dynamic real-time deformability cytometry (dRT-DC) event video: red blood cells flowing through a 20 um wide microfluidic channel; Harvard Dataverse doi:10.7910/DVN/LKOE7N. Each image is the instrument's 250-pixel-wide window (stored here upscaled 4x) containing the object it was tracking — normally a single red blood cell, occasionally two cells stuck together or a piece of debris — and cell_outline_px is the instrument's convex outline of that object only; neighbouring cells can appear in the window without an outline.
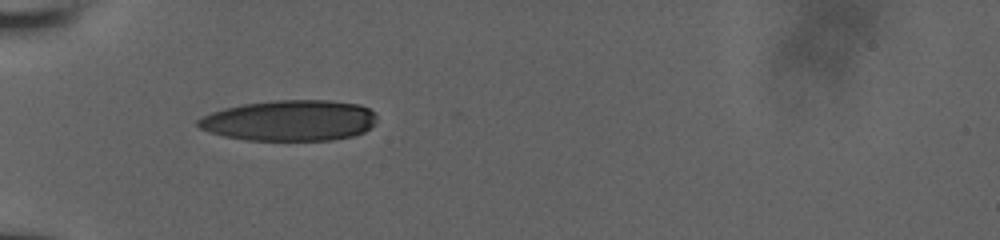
{"species": "human", "species_latin": "Homo sapiens", "temperature_condition": "room temperature", "stored_images_in_passage": 33, "camera_frame_rate_fps": 3000, "um_per_image_px": 0.085, "donor": {"sex": "male"}, "frame": {"image": 1, "passage_image": 1, "time_ms": 0.0, "image_size_px": [1000, 240], "cell_outline_px": [[376, 124], [364, 132], [352, 136], [332, 140], [244, 140], [224, 136], [208, 132], [200, 128], [196, 124], [196, 120], [212, 112], [224, 108], [244, 104], [276, 100], [328, 100], [360, 104], [376, 112]], "centroid_in_image_um": [24.65, 10.24], "position_along_channel_um": 60.3, "area_um2": 42.77}}
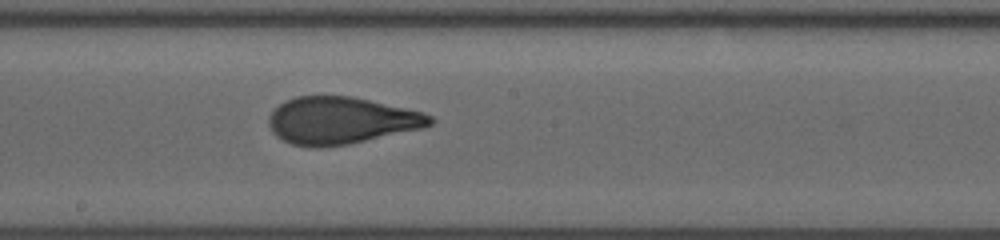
{"frame": {"image": 2, "passage_image": 14, "time_ms": 4.333, "image_size_px": [1000, 240], "cell_outline_px": [[436, 120], [432, 124], [424, 128], [348, 144], [320, 148], [308, 148], [292, 144], [280, 140], [272, 132], [268, 124], [268, 116], [284, 100], [296, 96], [352, 96], [424, 112], [432, 116]], "centroid_in_image_um": [28.97, 10.25], "position_along_channel_um": 219.2, "area_um2": 44.68}}
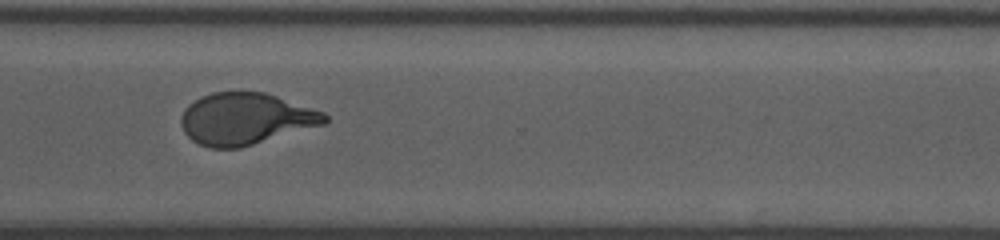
{"frame": {"image": 3, "passage_image": 24, "time_ms": 7.667, "image_size_px": [1000, 240], "cell_outline_px": [[328, 120], [324, 124], [240, 148], [208, 148], [192, 140], [184, 132], [180, 124], [180, 116], [184, 108], [188, 104], [200, 96], [212, 92], [264, 92], [324, 112], [328, 116]], "centroid_in_image_um": [20.83, 10.1], "position_along_channel_um": 349.8, "area_um2": 43.29}, "authors_computed_cell_mechanics": {"area_um2": 43.5812, "velocity_mm_per_s": 3.9239, "shape_relaxation_time_tau1_ms": 5.3398, "shape_relaxation_time_tau2_ms": 0.7275, "deformation_change_tau1": 0.2143, "deformation_change_tau2": 0.0775}}